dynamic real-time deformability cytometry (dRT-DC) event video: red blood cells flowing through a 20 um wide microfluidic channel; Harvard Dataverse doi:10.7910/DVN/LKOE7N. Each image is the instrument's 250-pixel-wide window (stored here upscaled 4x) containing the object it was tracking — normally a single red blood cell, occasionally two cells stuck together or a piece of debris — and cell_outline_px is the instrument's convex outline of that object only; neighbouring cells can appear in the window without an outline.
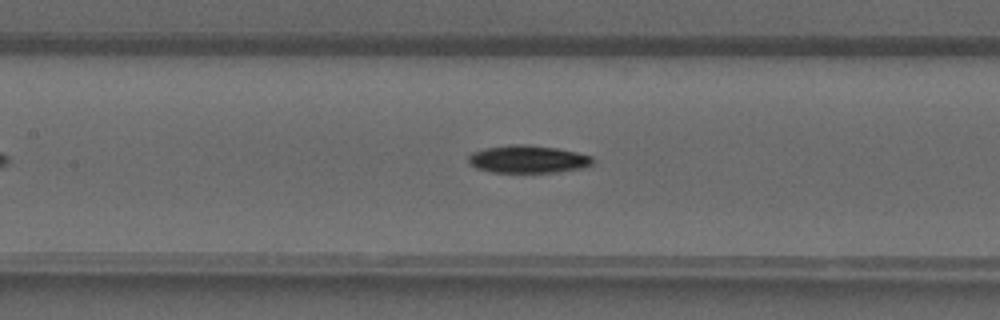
{"species": "common noctule bat (a hibernating species)", "species_latin": "Nyctalus noctula", "temperature_condition": "warm", "stored_images_in_passage": 30, "camera_frame_rate_fps": 3000, "um_per_image_px": 0.085, "animal": {"sex": "male", "forearm_length_mm": 52.5}, "frame": {"image": 1, "passage_image": 8, "time_ms": 2.333, "image_size_px": [1000, 320], "cell_outline_px": [[596, 160], [592, 164], [584, 168], [556, 172], [492, 172], [476, 168], [468, 164], [468, 156], [472, 152], [484, 148], [508, 144], [524, 144], [556, 148], [576, 152], [592, 156]], "centroid_in_image_um": [44.87, 13.53], "position_along_channel_um": 162.5, "area_um2": 20.23}}
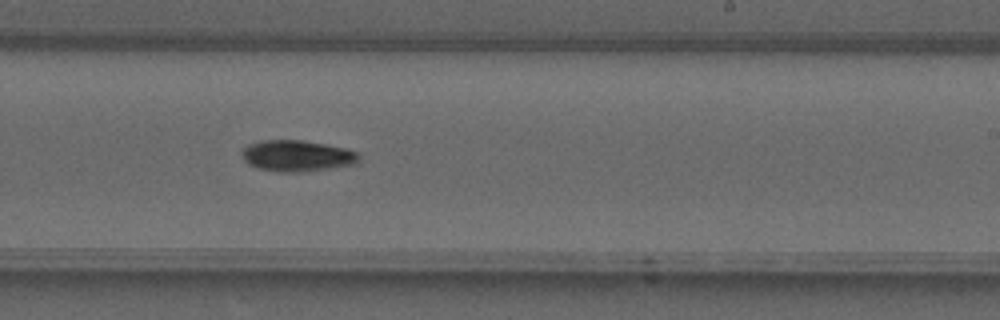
{"frame": {"image": 2, "passage_image": 14, "time_ms": 4.333, "image_size_px": [1000, 320], "cell_outline_px": [[360, 160], [356, 164], [300, 172], [280, 172], [256, 168], [248, 164], [244, 160], [244, 148], [248, 144], [260, 140], [304, 140], [344, 148], [356, 152], [360, 156]], "centroid_in_image_um": [25.24, 13.24], "position_along_channel_um": 263.8, "area_um2": 21.15}}
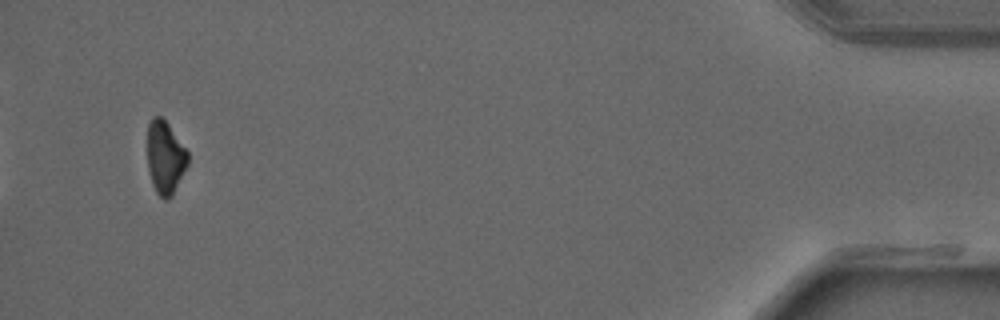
{"frame": {"image": 3, "passage_image": 28, "time_ms": 9.0, "image_size_px": [1000, 320], "cell_outline_px": [[188, 164], [172, 196], [168, 200], [164, 200], [156, 192], [152, 184], [148, 168], [148, 124], [152, 116], [160, 116], [168, 124], [188, 152]], "centroid_in_image_um": [14.04, 13.4], "position_along_channel_um": 421.2, "area_um2": 17.11}}